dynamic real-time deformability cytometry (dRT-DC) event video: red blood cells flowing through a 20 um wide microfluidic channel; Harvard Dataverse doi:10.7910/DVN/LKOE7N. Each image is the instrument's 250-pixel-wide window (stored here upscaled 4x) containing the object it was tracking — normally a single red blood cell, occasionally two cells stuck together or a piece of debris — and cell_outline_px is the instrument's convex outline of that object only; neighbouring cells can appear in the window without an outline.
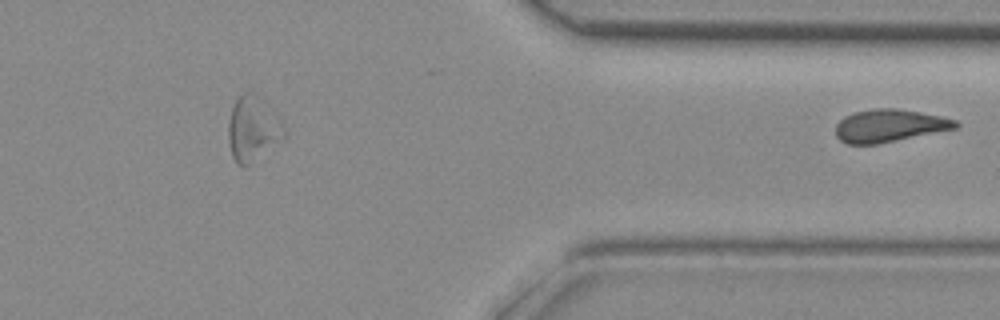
{"species": "common noctule bat (a hibernating species)", "species_latin": "Nyctalus noctula", "temperature_condition": "room temperature", "stored_images_in_passage": 32, "segment_of_instrument_passage": [2, 2], "camera_frame_rate_fps": 3000, "um_per_image_px": 0.085, "animal": {"sex": "female", "body_mass_g": 29.2, "forearm_length_mm": 56.3}, "frame": {"image": 1, "passage_image": 32, "time_ms": 10.333, "image_size_px": [1000, 320], "cell_outline_px": [[960, 124], [956, 128], [876, 144], [848, 144], [840, 140], [836, 136], [836, 124], [844, 116], [852, 112], [872, 108], [896, 108], [920, 112], [940, 116], [956, 120]], "centroid_in_image_um": [75.56, 10.67], "position_along_channel_um": 335.8, "area_um2": 22.72}}